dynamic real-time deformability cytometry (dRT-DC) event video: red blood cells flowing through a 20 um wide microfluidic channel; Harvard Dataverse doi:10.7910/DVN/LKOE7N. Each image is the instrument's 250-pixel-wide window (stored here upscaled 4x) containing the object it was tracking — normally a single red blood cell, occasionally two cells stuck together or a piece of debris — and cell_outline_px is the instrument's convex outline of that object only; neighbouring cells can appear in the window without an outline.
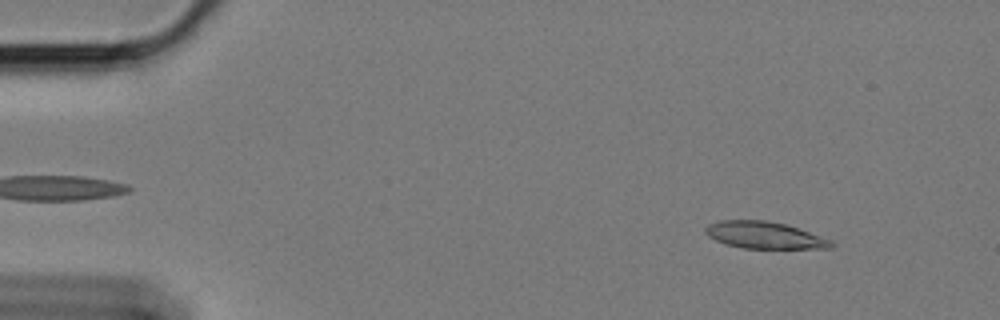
{"species": "Egyptian fruit bat (a non-hibernating species)", "species_latin": "Rousettus aegyptiacus", "temperature_condition": "cold", "stored_images_in_passage": 54, "camera_frame_rate_fps": 3000, "um_per_image_px": 0.085, "animal": {"sex": "female"}, "frame": {"image": 1, "passage_image": 2, "time_ms": 0.333, "image_size_px": [1000, 320], "cell_outline_px": [[836, 244], [832, 248], [744, 248], [728, 244], [716, 240], [708, 236], [704, 232], [704, 228], [708, 224], [720, 220], [764, 220], [784, 224], [832, 240]], "centroid_in_image_um": [64.96, 19.99], "position_along_channel_um": 20.0, "area_um2": 19.48}}
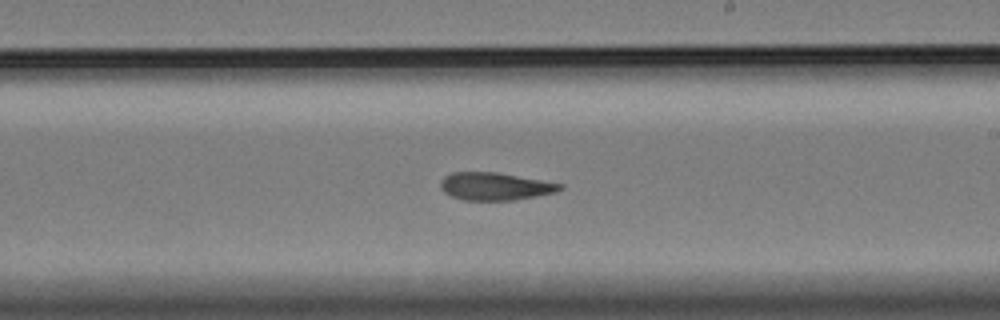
{"frame": {"image": 2, "passage_image": 30, "time_ms": 9.667, "image_size_px": [1000, 320], "cell_outline_px": [[564, 188], [556, 192], [516, 200], [464, 200], [452, 196], [444, 192], [440, 188], [440, 180], [444, 176], [452, 172], [496, 172], [564, 184]], "centroid_in_image_um": [42.07, 15.84], "position_along_channel_um": 246.9, "area_um2": 19.31}}
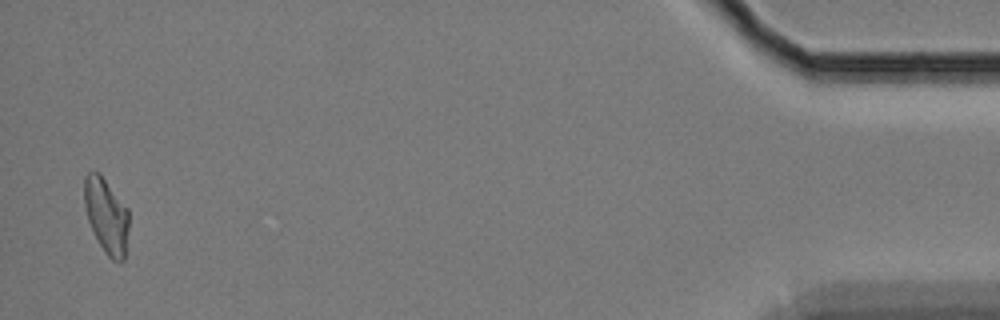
{"frame": {"image": 3, "passage_image": 53, "time_ms": 17.333, "image_size_px": [1000, 320], "cell_outline_px": [[128, 228], [124, 260], [120, 264], [112, 260], [104, 252], [88, 220], [84, 204], [84, 176], [88, 172], [100, 172], [128, 208]], "centroid_in_image_um": [9.05, 18.32], "position_along_channel_um": 426.2, "area_um2": 19.59}, "authors_computed_cell_mechanics": {"area_um2": 19.9699, "velocity_mm_per_s": 3.4015, "shape_relaxation_time_tau1_ms": null, "shape_relaxation_time_tau2_ms": 6.7459, "deformation_change_tau1": null, "deformation_change_tau2": 0.1465}}